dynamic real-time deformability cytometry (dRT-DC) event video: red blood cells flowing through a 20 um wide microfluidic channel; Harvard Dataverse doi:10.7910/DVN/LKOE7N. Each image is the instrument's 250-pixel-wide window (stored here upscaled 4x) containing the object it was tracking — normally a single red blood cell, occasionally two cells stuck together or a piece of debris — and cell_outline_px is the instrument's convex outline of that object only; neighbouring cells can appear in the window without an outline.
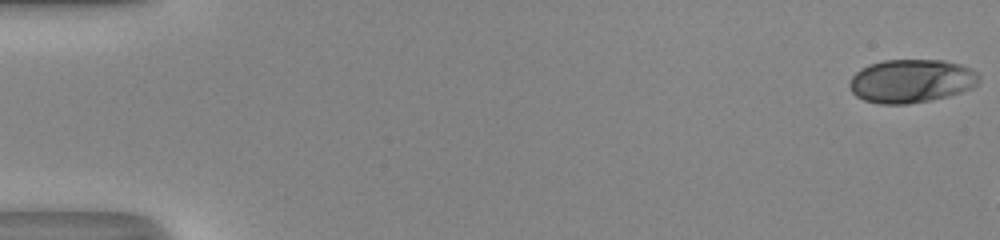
{"species": "human", "species_latin": "Homo sapiens", "temperature_condition": "room temperature", "stored_images_in_passage": 8, "camera_frame_rate_fps": 3000, "um_per_image_px": 0.085, "donor": {"sex": "male"}, "frame": {"image": 1, "passage_image": 1, "time_ms": 0.0, "image_size_px": [1000, 240], "cell_outline_px": [[980, 80], [972, 88], [948, 96], [932, 100], [908, 104], [880, 104], [864, 100], [856, 96], [852, 92], [848, 84], [852, 76], [860, 68], [868, 64], [884, 60], [944, 60], [960, 64], [972, 68], [980, 76]], "centroid_in_image_um": [77.45, 6.88], "position_along_channel_um": 7.5, "area_um2": 33.06}}